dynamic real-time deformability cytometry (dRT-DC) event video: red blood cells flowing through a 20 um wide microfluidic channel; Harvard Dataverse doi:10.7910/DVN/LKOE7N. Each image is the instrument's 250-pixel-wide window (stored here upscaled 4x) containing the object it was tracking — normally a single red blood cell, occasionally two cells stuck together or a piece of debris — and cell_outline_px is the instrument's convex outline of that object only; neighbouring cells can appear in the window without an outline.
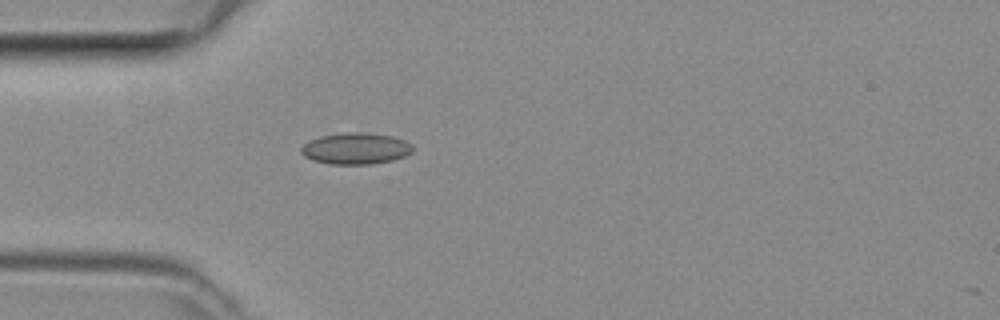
{"species": "common noctule bat (a hibernating species)", "species_latin": "Nyctalus noctula", "temperature_condition": "room temperature", "stored_images_in_passage": 3, "camera_frame_rate_fps": 3000, "um_per_image_px": 0.085, "animal": {"sex": "female", "body_mass_g": 29.2, "forearm_length_mm": 56.3}, "frame": {"image": 1, "passage_image": 3, "time_ms": 0.667, "image_size_px": [1000, 320], "cell_outline_px": [[412, 152], [404, 156], [392, 160], [372, 164], [328, 164], [312, 160], [304, 156], [300, 152], [300, 148], [308, 140], [320, 136], [344, 132], [364, 132], [392, 136], [404, 140], [412, 144]], "centroid_in_image_um": [30.2, 12.62], "position_along_channel_um": 54.8, "area_um2": 20.58}}